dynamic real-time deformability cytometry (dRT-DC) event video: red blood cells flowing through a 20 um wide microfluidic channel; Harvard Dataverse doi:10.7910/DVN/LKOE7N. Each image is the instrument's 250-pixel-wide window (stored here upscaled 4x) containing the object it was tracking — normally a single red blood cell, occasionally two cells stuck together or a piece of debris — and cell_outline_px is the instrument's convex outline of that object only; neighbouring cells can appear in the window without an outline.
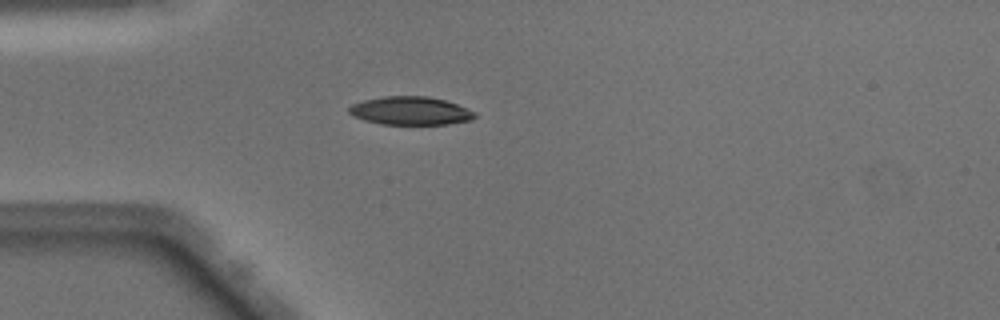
{"species": "Egyptian fruit bat (a non-hibernating species)", "species_latin": "Rousettus aegyptiacus", "temperature_condition": "warm", "stored_images_in_passage": 45, "camera_frame_rate_fps": 3000, "um_per_image_px": 0.085, "animal": {"sex": "male"}, "frame": {"image": 1, "passage_image": 9, "time_ms": 2.667, "image_size_px": [1000, 320], "cell_outline_px": [[476, 116], [472, 120], [448, 124], [380, 124], [364, 120], [348, 112], [348, 108], [352, 104], [364, 100], [384, 96], [428, 96], [444, 100], [456, 104], [476, 112]], "centroid_in_image_um": [34.9, 9.42], "position_along_channel_um": 50.1, "area_um2": 20.63}}
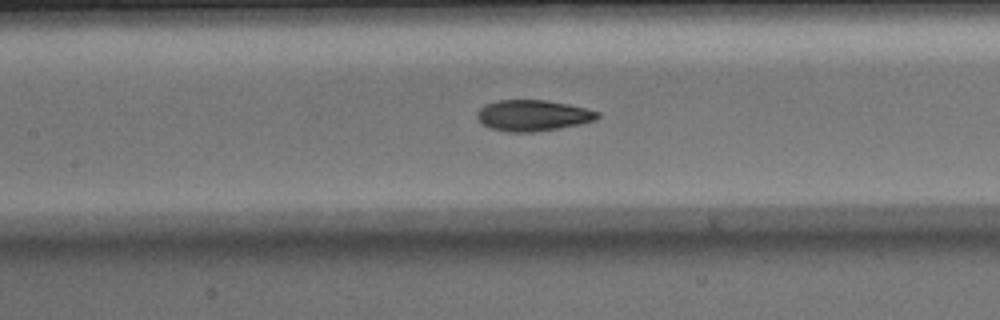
{"frame": {"image": 2, "passage_image": 18, "time_ms": 5.667, "image_size_px": [1000, 320], "cell_outline_px": [[600, 116], [596, 120], [556, 128], [532, 132], [508, 132], [492, 128], [484, 124], [476, 116], [476, 112], [484, 104], [496, 100], [544, 100], [568, 104], [600, 112]], "centroid_in_image_um": [45.26, 9.8], "position_along_channel_um": 162.1, "area_um2": 21.5}}
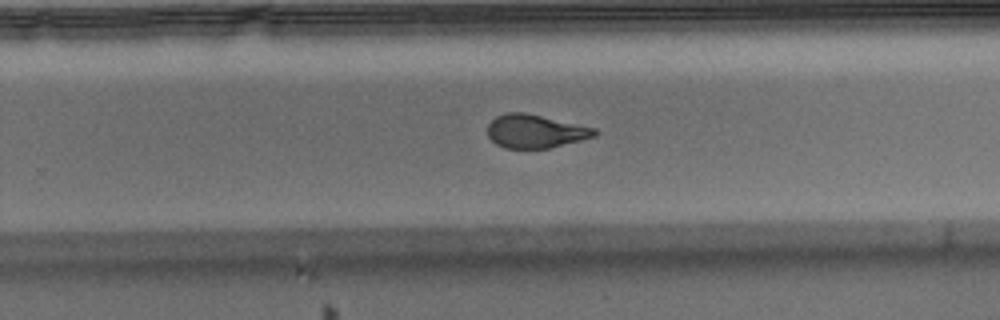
{"frame": {"image": 3, "passage_image": 27, "time_ms": 8.667, "image_size_px": [1000, 320], "cell_outline_px": [[596, 136], [548, 148], [504, 148], [496, 144], [488, 136], [488, 124], [496, 116], [508, 112], [524, 112], [596, 128]], "centroid_in_image_um": [45.47, 11.15], "position_along_channel_um": 284.3, "area_um2": 20.63}, "authors_computed_cell_mechanics": {"area_um2": 21.7328, "velocity_mm_per_s": 4.085, "shape_relaxation_time_tau1_ms": 4.5885, "shape_relaxation_time_tau2_ms": 1.1786, "deformation_change_tau1": 0.1858, "deformation_change_tau2": 0.0674}}